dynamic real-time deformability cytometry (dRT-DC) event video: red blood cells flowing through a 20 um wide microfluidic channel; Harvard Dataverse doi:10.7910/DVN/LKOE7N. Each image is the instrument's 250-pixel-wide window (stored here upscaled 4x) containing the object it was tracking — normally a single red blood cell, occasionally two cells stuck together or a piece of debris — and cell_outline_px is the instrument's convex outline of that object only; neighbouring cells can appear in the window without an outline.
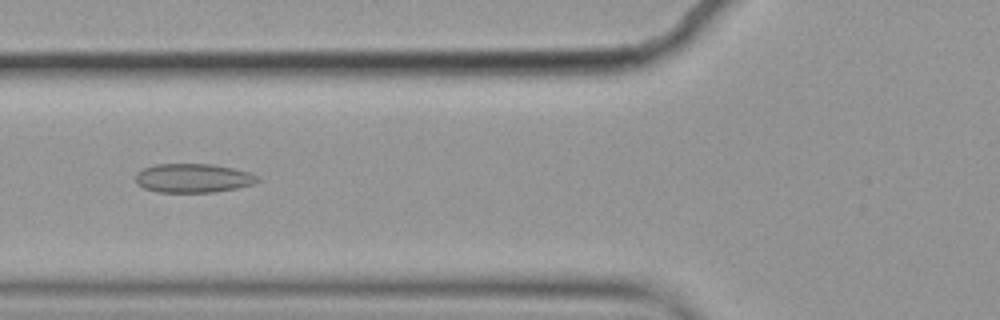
{"species": "common noctule bat (a hibernating species)", "species_latin": "Nyctalus noctula", "temperature_condition": "cold", "stored_images_in_passage": 15, "camera_frame_rate_fps": 3000, "um_per_image_px": 0.085, "animal": {"sex": "female", "body_mass_g": 19.9}, "frame": {"image": 1, "passage_image": 6, "time_ms": 1.667, "image_size_px": [1000, 320], "cell_outline_px": [[260, 180], [252, 184], [236, 188], [212, 192], [156, 192], [144, 188], [136, 184], [136, 172], [144, 168], [156, 164], [212, 164], [232, 168], [248, 172], [260, 176]], "centroid_in_image_um": [16.4, 15.14], "position_along_channel_um": 109.4, "area_um2": 20.58}}
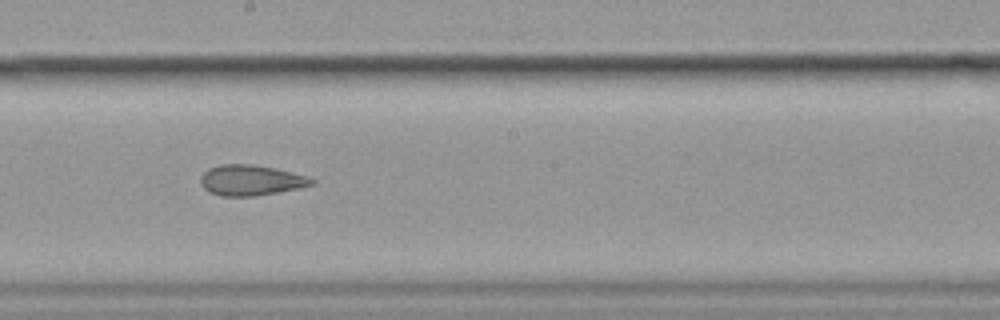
{"frame": {"image": 2, "passage_image": 9, "time_ms": 2.667, "image_size_px": [1000, 320], "cell_outline_px": [[316, 184], [300, 188], [280, 192], [256, 196], [220, 196], [208, 192], [200, 184], [200, 176], [208, 168], [220, 164], [252, 164], [276, 168], [308, 176], [316, 180]], "centroid_in_image_um": [21.34, 15.32], "position_along_channel_um": 226.9, "area_um2": 20.17}}
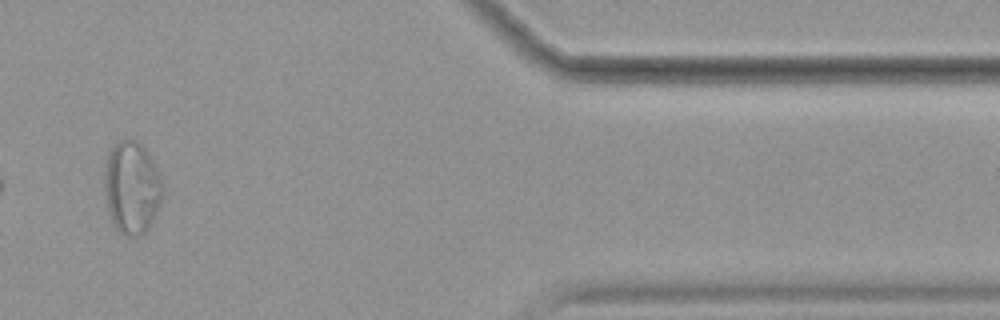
{"frame": {"image": 3, "passage_image": 14, "time_ms": 4.333, "image_size_px": [1000, 320], "cell_outline_px": [[164, 196], [148, 228], [140, 236], [124, 236], [116, 228], [112, 220], [108, 208], [104, 192], [104, 172], [108, 152], [120, 140], [136, 140], [144, 148], [156, 168], [164, 184]], "centroid_in_image_um": [11.21, 15.96], "position_along_channel_um": 400.2, "area_um2": 31.33}}